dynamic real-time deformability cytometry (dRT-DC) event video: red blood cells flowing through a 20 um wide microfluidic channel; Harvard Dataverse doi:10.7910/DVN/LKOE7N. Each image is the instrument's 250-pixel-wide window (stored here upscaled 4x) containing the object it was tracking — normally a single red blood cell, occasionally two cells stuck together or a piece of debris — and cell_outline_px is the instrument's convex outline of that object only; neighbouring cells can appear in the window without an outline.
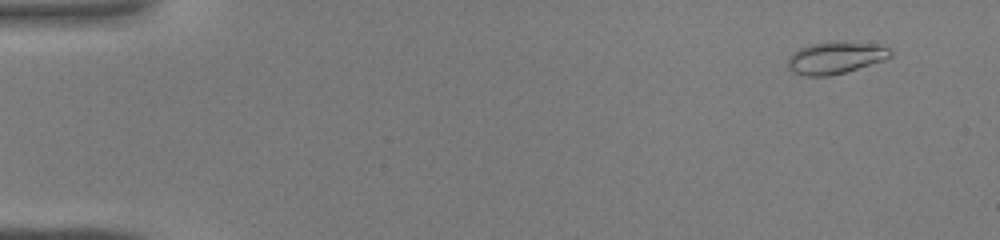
{"species": "common noctule bat (a hibernating species)", "species_latin": "Nyctalus noctula", "temperature_condition": "warm", "stored_images_in_passage": 43, "camera_frame_rate_fps": 3000, "um_per_image_px": 0.085, "animal": {"sex": "male", "body_mass_g": 19.0, "forearm_length_mm": 50.8}, "frame": {"image": 1, "passage_image": 2, "time_ms": 0.333, "image_size_px": [1000, 240], "cell_outline_px": [[892, 56], [884, 60], [844, 72], [828, 76], [804, 76], [792, 72], [788, 68], [788, 56], [792, 52], [808, 44], [828, 40], [844, 40], [872, 44], [888, 48], [892, 52]], "centroid_in_image_um": [70.96, 4.88], "position_along_channel_um": 14.0, "area_um2": 19.54}}
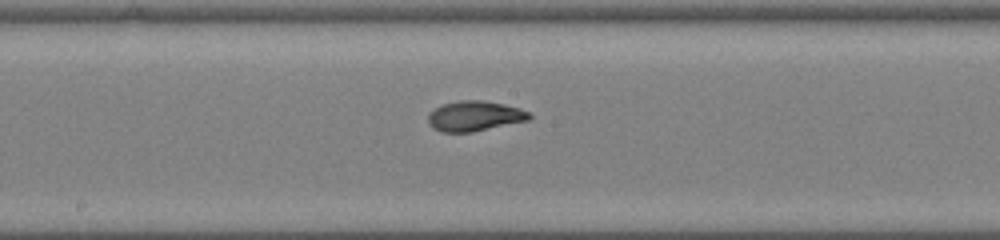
{"frame": {"image": 2, "passage_image": 23, "time_ms": 7.333, "image_size_px": [1000, 240], "cell_outline_px": [[532, 116], [528, 120], [472, 132], [440, 132], [432, 128], [428, 124], [428, 116], [440, 104], [460, 100], [484, 100], [504, 104], [520, 108], [532, 112]], "centroid_in_image_um": [40.35, 9.86], "position_along_channel_um": 207.9, "area_um2": 17.92}}
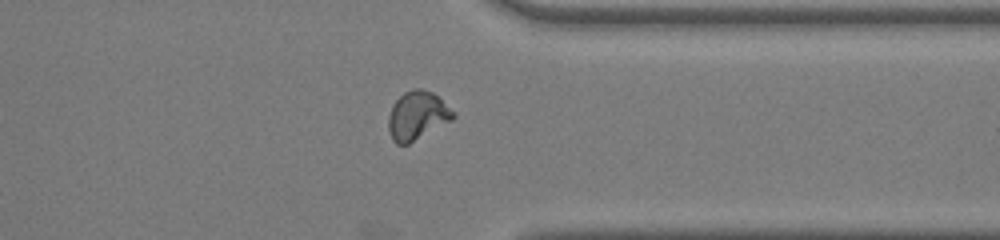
{"frame": {"image": 3, "passage_image": 34, "time_ms": 11.0, "image_size_px": [1000, 240], "cell_outline_px": [[456, 116], [452, 120], [408, 144], [396, 144], [392, 140], [388, 128], [388, 116], [392, 104], [404, 92], [412, 88], [420, 88], [432, 92], [456, 112]], "centroid_in_image_um": [35.46, 9.82], "position_along_channel_um": 375.9, "area_um2": 18.38}}